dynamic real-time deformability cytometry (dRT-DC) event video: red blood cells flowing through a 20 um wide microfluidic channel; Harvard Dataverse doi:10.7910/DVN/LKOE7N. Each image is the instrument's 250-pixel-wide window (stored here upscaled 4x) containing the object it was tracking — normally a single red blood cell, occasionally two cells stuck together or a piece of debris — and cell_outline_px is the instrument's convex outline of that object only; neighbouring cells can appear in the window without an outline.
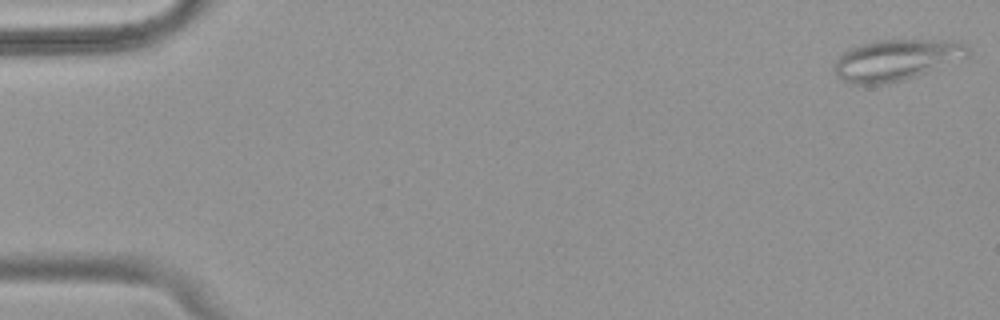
{"species": "common noctule bat (a hibernating species)", "species_latin": "Nyctalus noctula", "temperature_condition": "warm", "stored_images_in_passage": 52, "camera_frame_rate_fps": 3000, "um_per_image_px": 0.085, "animal": {"sex": "female", "body_mass_g": 18.4}, "frame": {"image": 1, "passage_image": 1, "time_ms": 0.0, "image_size_px": [1000, 320], "cell_outline_px": [[968, 56], [916, 76], [900, 80], [880, 84], [852, 84], [836, 76], [832, 68], [836, 60], [848, 48], [860, 44], [876, 40], [952, 40], [964, 44], [968, 48]], "centroid_in_image_um": [76.12, 5.08], "position_along_channel_um": 8.9, "area_um2": 31.67}}
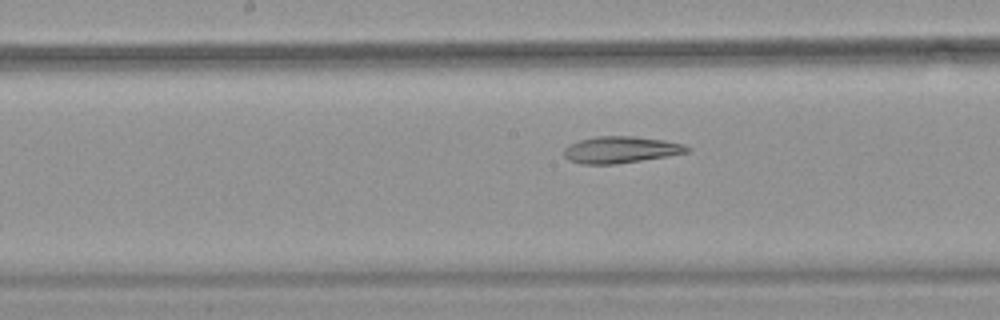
{"frame": {"image": 2, "passage_image": 27, "time_ms": 8.667, "image_size_px": [1000, 320], "cell_outline_px": [[692, 148], [688, 152], [616, 164], [580, 164], [568, 160], [564, 156], [564, 148], [568, 144], [580, 140], [596, 136], [632, 136], [664, 140], [684, 144]], "centroid_in_image_um": [52.72, 12.72], "position_along_channel_um": 195.5, "area_um2": 19.07}}
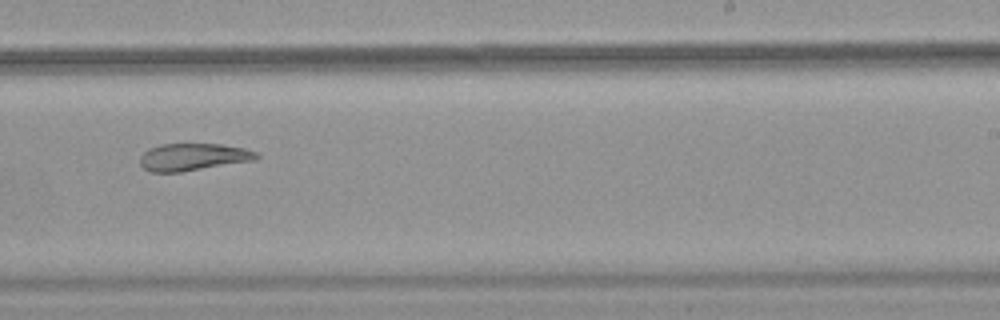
{"frame": {"image": 3, "passage_image": 33, "time_ms": 10.667, "image_size_px": [1000, 320], "cell_outline_px": [[260, 156], [256, 160], [180, 172], [148, 172], [140, 164], [140, 156], [148, 148], [160, 144], [220, 144], [244, 148], [256, 152]], "centroid_in_image_um": [16.39, 13.34], "position_along_channel_um": 272.6, "area_um2": 18.55}, "authors_computed_cell_mechanics": {"area_um2": 24.565, "velocity_mm_per_s": 3.8953, "shape_relaxation_time_tau1_ms": null, "shape_relaxation_time_tau2_ms": 4.5824, "deformation_change_tau1": null, "deformation_change_tau2": 0.1274}}